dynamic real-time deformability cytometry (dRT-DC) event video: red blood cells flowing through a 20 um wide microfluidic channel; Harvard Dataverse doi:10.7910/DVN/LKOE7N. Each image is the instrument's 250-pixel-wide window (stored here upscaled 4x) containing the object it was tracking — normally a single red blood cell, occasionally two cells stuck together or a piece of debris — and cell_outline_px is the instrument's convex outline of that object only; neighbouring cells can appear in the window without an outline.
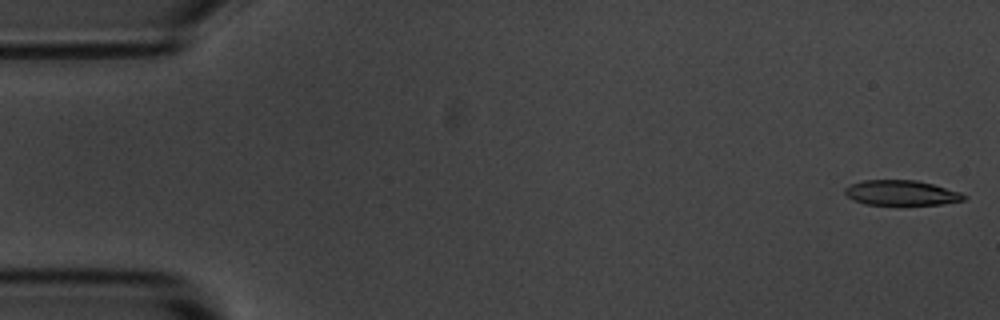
{"species": "common noctule bat (a hibernating species)", "species_latin": "Nyctalus noctula", "temperature_condition": "room temperature", "stored_images_in_passage": 4, "camera_frame_rate_fps": 3000, "um_per_image_px": 0.085, "animal": {"sex": "male", "body_mass_g": 20.1, "forearm_length_mm": 53.5}, "frame": {"image": 1, "passage_image": 1, "time_ms": 0.0, "image_size_px": [1000, 320], "cell_outline_px": [[968, 196], [964, 200], [940, 204], [900, 208], [896, 208], [864, 204], [852, 200], [844, 192], [844, 188], [852, 184], [864, 180], [916, 180], [932, 184], [960, 192]], "centroid_in_image_um": [76.59, 16.45], "position_along_channel_um": 8.4, "area_um2": 18.32}}